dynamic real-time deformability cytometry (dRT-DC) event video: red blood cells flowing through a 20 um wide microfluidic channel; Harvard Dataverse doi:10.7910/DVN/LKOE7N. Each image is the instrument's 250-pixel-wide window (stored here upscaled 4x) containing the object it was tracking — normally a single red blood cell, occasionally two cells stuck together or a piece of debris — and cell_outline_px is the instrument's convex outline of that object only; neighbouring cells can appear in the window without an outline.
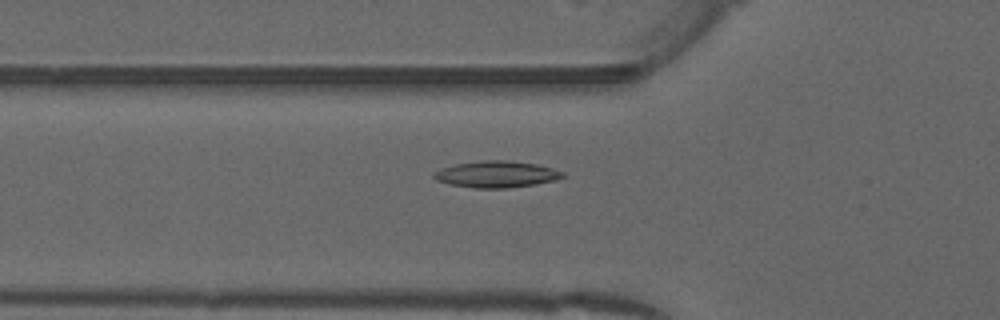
{"species": "common noctule bat (a hibernating species)", "species_latin": "Nyctalus noctula", "temperature_condition": "warm", "stored_images_in_passage": 52, "camera_frame_rate_fps": 3000, "um_per_image_px": 0.085, "animal": {"sex": "male", "forearm_length_mm": 52.5}, "frame": {"image": 1, "passage_image": 18, "time_ms": 5.667, "image_size_px": [1000, 320], "cell_outline_px": [[564, 176], [556, 180], [536, 184], [508, 188], [476, 188], [448, 184], [436, 180], [432, 176], [432, 172], [440, 168], [456, 164], [480, 160], [508, 160], [536, 164], [552, 168], [564, 172]], "centroid_in_image_um": [42.16, 14.81], "position_along_channel_um": 83.6, "area_um2": 20.06}}
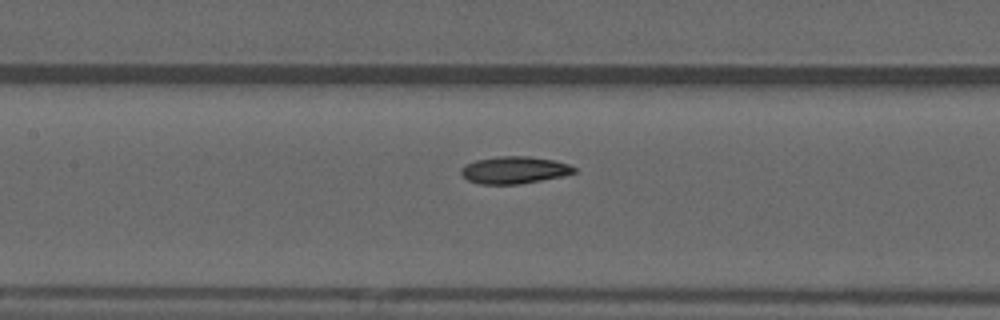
{"frame": {"image": 2, "passage_image": 24, "time_ms": 7.667, "image_size_px": [1000, 320], "cell_outline_px": [[576, 172], [564, 176], [520, 184], [480, 184], [468, 180], [460, 172], [460, 168], [464, 164], [476, 160], [496, 156], [528, 156], [556, 160], [568, 164], [576, 168]], "centroid_in_image_um": [43.72, 14.45], "position_along_channel_um": 163.7, "area_um2": 18.09}}
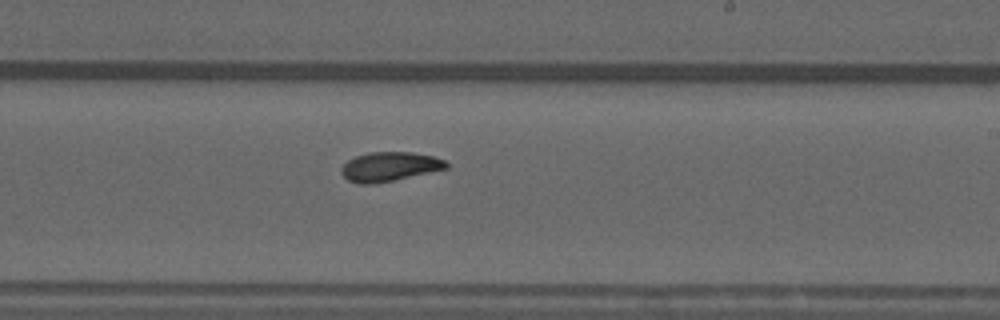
{"frame": {"image": 3, "passage_image": 31, "time_ms": 10.0, "image_size_px": [1000, 320], "cell_outline_px": [[448, 168], [392, 180], [368, 184], [360, 184], [348, 180], [340, 172], [340, 168], [348, 160], [356, 156], [368, 152], [412, 152], [432, 156], [444, 160], [448, 164]], "centroid_in_image_um": [33.08, 14.15], "position_along_channel_um": 255.9, "area_um2": 17.63}, "authors_computed_cell_mechanics": {"area_um2": 17.8024, "velocity_mm_per_s": 3.978, "shape_relaxation_time_tau1_ms": 7.3702, "shape_relaxation_time_tau2_ms": 3.18, "deformation_change_tau1": 0.1648, "deformation_change_tau2": 0.0883}}